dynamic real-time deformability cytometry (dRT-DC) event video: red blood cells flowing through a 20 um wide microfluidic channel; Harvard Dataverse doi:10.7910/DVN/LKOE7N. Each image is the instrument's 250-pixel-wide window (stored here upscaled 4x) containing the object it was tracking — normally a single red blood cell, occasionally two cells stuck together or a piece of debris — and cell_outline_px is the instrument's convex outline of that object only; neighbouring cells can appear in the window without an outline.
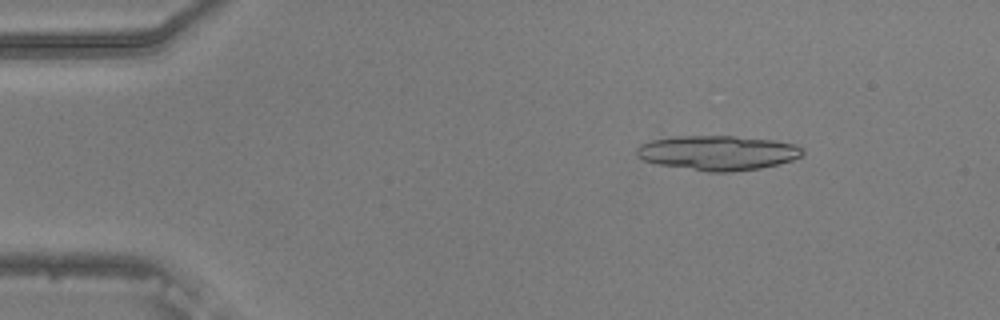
{"species": "common noctule bat (a hibernating species)", "species_latin": "Nyctalus noctula", "temperature_condition": "warm", "stored_images_in_passage": 22, "camera_frame_rate_fps": 3000, "um_per_image_px": 0.085, "animal": {"sex": "male", "body_mass_g": 20.5, "forearm_length_mm": 52.5}, "frame": {"image": 1, "passage_image": 7, "time_ms": 2.0, "image_size_px": [1000, 320], "cell_outline_px": [[804, 152], [800, 156], [792, 160], [780, 164], [760, 168], [732, 172], [708, 172], [656, 164], [644, 160], [636, 156], [636, 148], [640, 144], [652, 140], [672, 136], [732, 136], [776, 140], [796, 144], [804, 148]], "centroid_in_image_um": [61.02, 12.99], "position_along_channel_um": 24.0, "area_um2": 33.87}}